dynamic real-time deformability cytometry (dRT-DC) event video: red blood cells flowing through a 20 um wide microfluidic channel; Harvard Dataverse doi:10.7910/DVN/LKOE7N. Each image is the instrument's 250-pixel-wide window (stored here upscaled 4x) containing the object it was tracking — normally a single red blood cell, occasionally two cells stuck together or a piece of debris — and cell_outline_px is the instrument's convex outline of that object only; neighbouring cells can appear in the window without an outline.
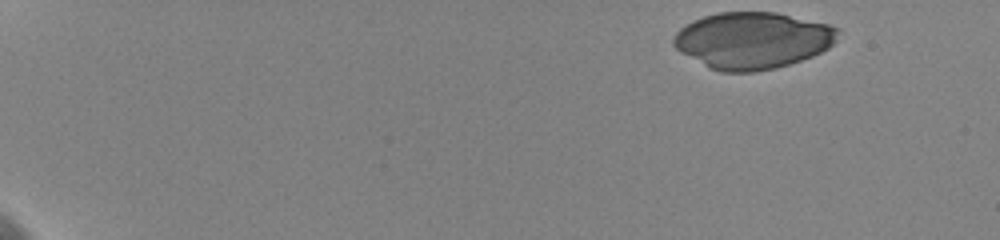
{"species": "human", "species_latin": "Homo sapiens", "temperature_condition": "cold", "stored_images_in_passage": 25, "camera_frame_rate_fps": 3000, "um_per_image_px": 0.085, "donor": {"sex": "female"}, "frame": {"image": 1, "passage_image": 1, "time_ms": 0.0, "image_size_px": [1000, 240], "cell_outline_px": [[840, 28], [836, 40], [828, 48], [812, 56], [776, 68], [756, 72], [720, 72], [708, 68], [680, 52], [672, 44], [672, 36], [680, 28], [704, 16], [720, 12], [776, 12], [828, 24]], "centroid_in_image_um": [63.95, 3.44], "position_along_channel_um": 21.0, "area_um2": 54.33}}